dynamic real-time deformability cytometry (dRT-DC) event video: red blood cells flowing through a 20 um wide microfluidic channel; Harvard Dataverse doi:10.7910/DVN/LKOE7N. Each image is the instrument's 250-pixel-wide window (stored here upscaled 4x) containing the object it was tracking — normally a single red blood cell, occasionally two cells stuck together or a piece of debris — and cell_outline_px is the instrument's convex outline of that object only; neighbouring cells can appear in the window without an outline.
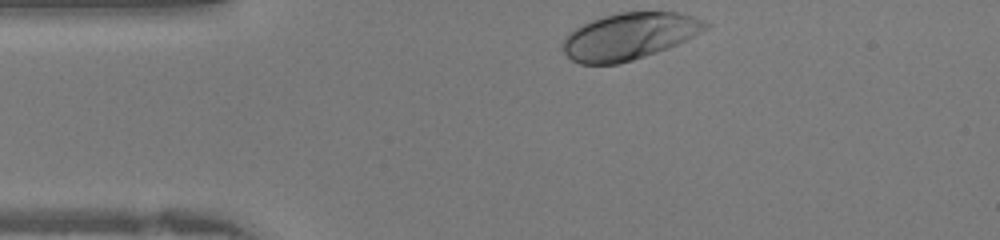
{"species": "human", "species_latin": "Homo sapiens", "temperature_condition": "warm", "stored_images_in_passage": 26, "camera_frame_rate_fps": 3000, "um_per_image_px": 0.085, "donor": {"sex": "female"}, "frame": {"image": 1, "passage_image": 1, "time_ms": 0.0, "image_size_px": [1000, 240], "cell_outline_px": [[712, 24], [708, 28], [676, 44], [656, 52], [632, 60], [616, 64], [580, 64], [572, 60], [564, 52], [564, 40], [568, 32], [592, 20], [604, 16], [620, 12], [676, 12], [692, 16], [704, 20]], "centroid_in_image_um": [53.49, 3.07], "position_along_channel_um": 31.5, "area_um2": 38.32}}
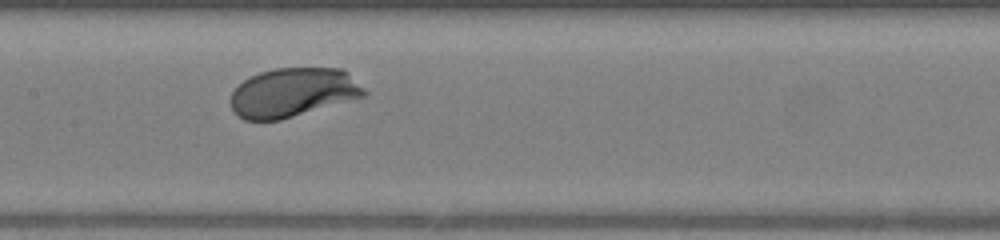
{"frame": {"image": 2, "passage_image": 13, "time_ms": 4.0, "image_size_px": [1000, 240], "cell_outline_px": [[368, 96], [280, 120], [244, 120], [236, 116], [228, 100], [232, 92], [244, 80], [260, 72], [276, 68], [344, 68], [368, 92]], "centroid_in_image_um": [24.92, 7.87], "position_along_channel_um": 182.5, "area_um2": 38.55}}
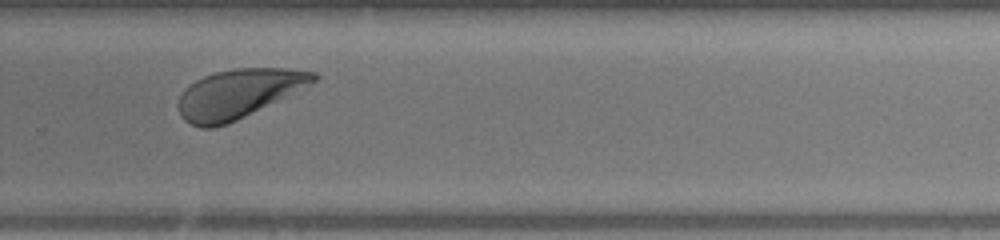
{"frame": {"image": 3, "passage_image": 21, "time_ms": 6.667, "image_size_px": [1000, 240], "cell_outline_px": [[320, 76], [316, 80], [228, 124], [212, 128], [200, 128], [184, 120], [180, 116], [176, 104], [184, 88], [188, 84], [204, 76], [216, 72], [236, 68], [288, 68], [316, 72]], "centroid_in_image_um": [20.17, 7.96], "position_along_channel_um": 309.6, "area_um2": 38.03}}